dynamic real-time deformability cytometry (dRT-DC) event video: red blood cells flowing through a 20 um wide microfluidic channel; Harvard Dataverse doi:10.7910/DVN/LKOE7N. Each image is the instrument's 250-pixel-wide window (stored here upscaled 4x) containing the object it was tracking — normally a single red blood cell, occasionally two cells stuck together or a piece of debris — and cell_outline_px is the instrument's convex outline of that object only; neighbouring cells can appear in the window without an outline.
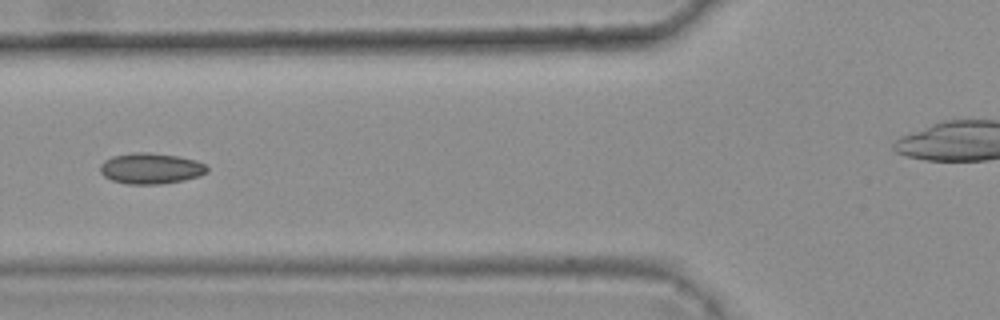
{"species": "common noctule bat (a hibernating species)", "species_latin": "Nyctalus noctula", "temperature_condition": "warm", "stored_images_in_passage": 7, "camera_frame_rate_fps": 3000, "um_per_image_px": 0.085, "animal": {"sex": "female", "body_mass_g": 25.1}, "frame": {"image": 1, "passage_image": 5, "time_ms": 1.333, "image_size_px": [1000, 320], "cell_outline_px": [[208, 172], [200, 176], [184, 180], [160, 184], [128, 184], [112, 180], [104, 176], [100, 172], [100, 164], [104, 160], [112, 156], [132, 152], [148, 152], [180, 156], [196, 160], [204, 164], [208, 168]], "centroid_in_image_um": [12.82, 14.31], "position_along_channel_um": 113.0, "area_um2": 19.42}}
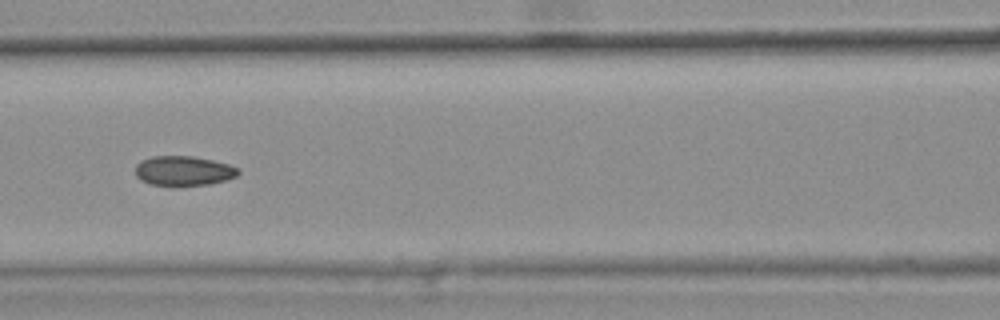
{"frame": {"image": 2, "passage_image": 6, "time_ms": 1.667, "image_size_px": [1000, 320], "cell_outline_px": [[240, 172], [236, 176], [224, 180], [208, 184], [176, 188], [148, 184], [140, 180], [136, 176], [136, 164], [140, 160], [152, 156], [192, 156], [212, 160], [228, 164], [240, 168]], "centroid_in_image_um": [15.56, 14.55], "position_along_channel_um": 151.0, "area_um2": 18.38}}